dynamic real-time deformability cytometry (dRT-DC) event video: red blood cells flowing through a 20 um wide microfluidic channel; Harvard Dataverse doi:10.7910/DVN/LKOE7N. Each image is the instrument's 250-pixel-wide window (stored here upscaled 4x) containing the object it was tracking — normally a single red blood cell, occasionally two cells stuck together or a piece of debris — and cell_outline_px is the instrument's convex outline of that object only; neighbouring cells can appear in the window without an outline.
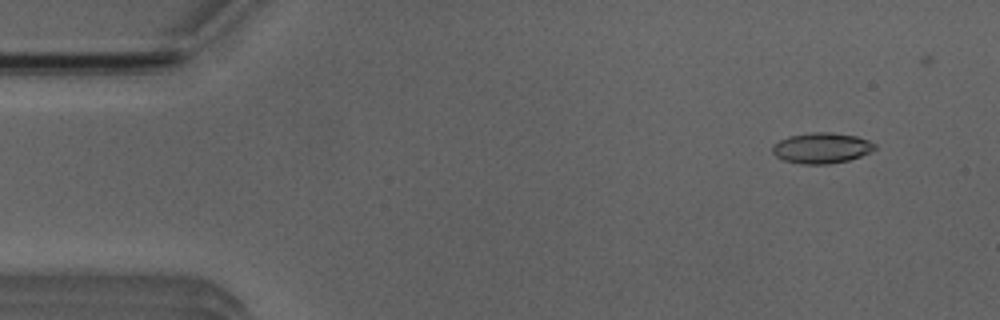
{"species": "Egyptian fruit bat (a non-hibernating species)", "species_latin": "Rousettus aegyptiacus", "temperature_condition": "room temperature", "stored_images_in_passage": 8, "camera_frame_rate_fps": 3000, "um_per_image_px": 0.085, "animal": {"sex": "male"}, "frame": {"image": 1, "passage_image": 2, "time_ms": 1.0, "image_size_px": [1000, 320], "cell_outline_px": [[876, 148], [860, 156], [848, 160], [828, 164], [800, 164], [784, 160], [776, 156], [772, 152], [772, 144], [788, 136], [812, 132], [832, 132], [856, 136], [868, 140], [876, 144]], "centroid_in_image_um": [69.81, 12.57], "position_along_channel_um": 15.2, "area_um2": 18.26}}
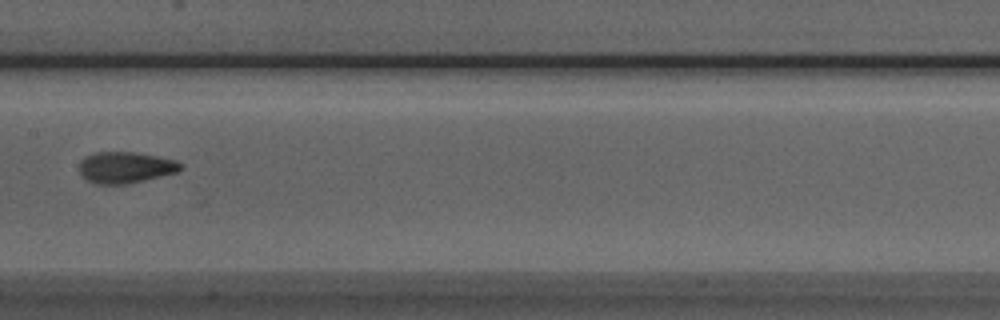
{"frame": {"image": 2, "passage_image": 8, "time_ms": 8.0, "image_size_px": [1000, 320], "cell_outline_px": [[184, 168], [180, 172], [128, 184], [96, 184], [88, 180], [80, 172], [80, 160], [96, 152], [132, 152], [156, 156], [176, 160], [184, 164]], "centroid_in_image_um": [10.74, 14.24], "position_along_channel_um": 196.7, "area_um2": 18.55}}